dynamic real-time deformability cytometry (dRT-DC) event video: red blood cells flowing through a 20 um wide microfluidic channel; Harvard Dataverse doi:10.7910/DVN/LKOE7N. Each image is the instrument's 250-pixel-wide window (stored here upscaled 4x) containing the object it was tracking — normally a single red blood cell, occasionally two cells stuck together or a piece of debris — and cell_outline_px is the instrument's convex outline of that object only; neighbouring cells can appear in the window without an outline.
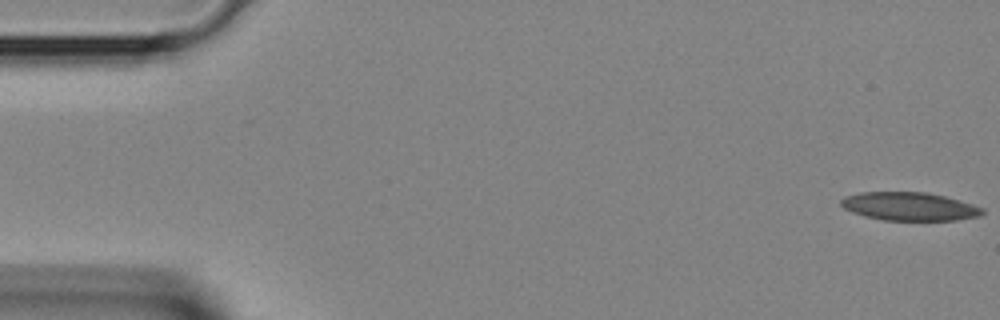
{"species": "Egyptian fruit bat (a non-hibernating species)", "species_latin": "Rousettus aegyptiacus", "temperature_condition": "room temperature", "stored_images_in_passage": 39, "camera_frame_rate_fps": 3000, "um_per_image_px": 0.085, "animal": {"sex": "female"}, "frame": {"image": 1, "passage_image": 1, "time_ms": 0.0, "image_size_px": [1000, 320], "cell_outline_px": [[984, 212], [980, 216], [956, 220], [884, 220], [864, 216], [852, 212], [844, 208], [840, 204], [840, 200], [844, 196], [860, 192], [924, 192], [944, 196], [972, 204], [984, 208]], "centroid_in_image_um": [77.28, 17.54], "position_along_channel_um": 7.7, "area_um2": 23.29}}
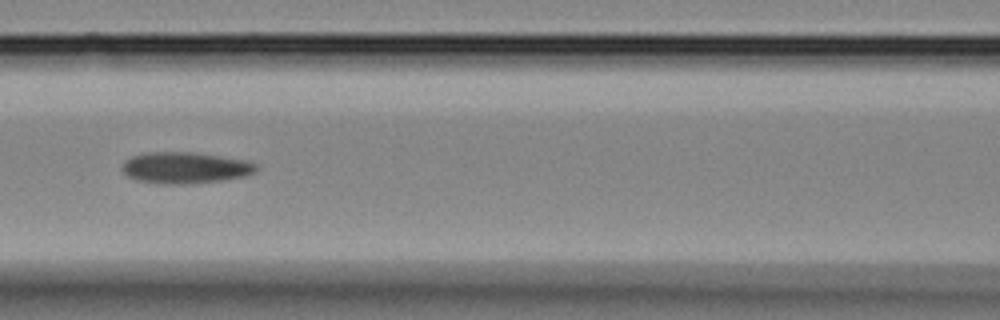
{"frame": {"image": 2, "passage_image": 17, "time_ms": 5.333, "image_size_px": [1000, 320], "cell_outline_px": [[256, 172], [248, 176], [220, 180], [184, 184], [164, 184], [136, 180], [128, 176], [120, 168], [124, 160], [132, 156], [148, 152], [192, 152], [248, 160], [256, 164]], "centroid_in_image_um": [15.73, 14.25], "position_along_channel_um": 150.9, "area_um2": 24.57}}
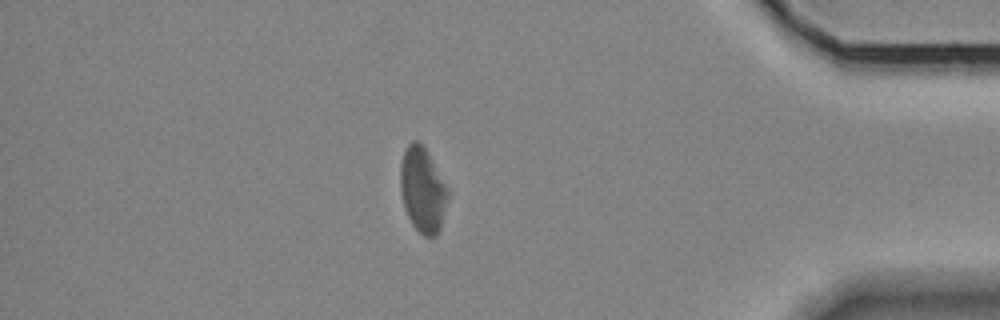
{"frame": {"image": 3, "passage_image": 34, "time_ms": 11.0, "image_size_px": [1000, 320], "cell_outline_px": [[448, 196], [440, 228], [436, 236], [424, 236], [412, 224], [404, 208], [400, 192], [400, 164], [404, 152], [408, 144], [412, 140], [416, 140], [424, 144], [448, 188]], "centroid_in_image_um": [35.91, 16.1], "position_along_channel_um": 399.3, "area_um2": 23.64}}